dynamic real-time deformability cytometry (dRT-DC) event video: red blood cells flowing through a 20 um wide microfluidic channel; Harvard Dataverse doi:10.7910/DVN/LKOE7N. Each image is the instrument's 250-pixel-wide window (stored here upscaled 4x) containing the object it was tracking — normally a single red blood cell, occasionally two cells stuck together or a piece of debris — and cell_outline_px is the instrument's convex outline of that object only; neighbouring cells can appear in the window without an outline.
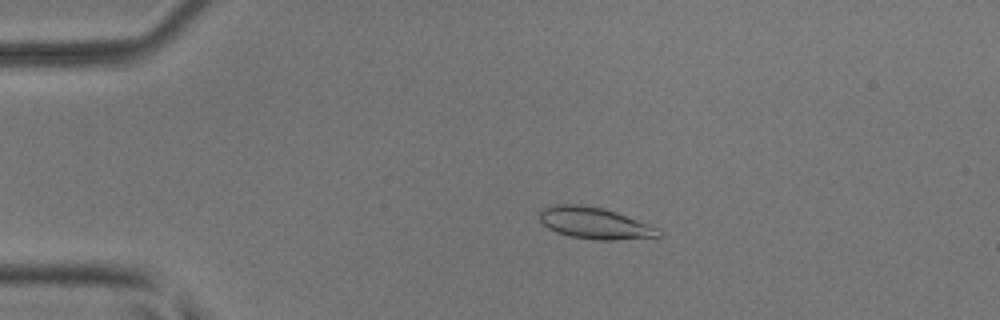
{"species": "common noctule bat (a hibernating species)", "species_latin": "Nyctalus noctula", "temperature_condition": "room temperature", "stored_images_in_passage": 14, "camera_frame_rate_fps": 3000, "um_per_image_px": 0.085, "animal": {"sex": "male", "body_mass_g": 17.9, "forearm_length_mm": 54.2}, "frame": {"image": 1, "passage_image": 10, "time_ms": 3.0, "image_size_px": [1000, 320], "cell_outline_px": [[664, 236], [612, 240], [596, 240], [568, 236], [556, 232], [548, 228], [540, 220], [540, 212], [544, 208], [556, 204], [580, 204], [604, 208], [616, 212], [660, 228]], "centroid_in_image_um": [50.58, 18.97], "position_along_channel_um": 34.4, "area_um2": 21.96}}